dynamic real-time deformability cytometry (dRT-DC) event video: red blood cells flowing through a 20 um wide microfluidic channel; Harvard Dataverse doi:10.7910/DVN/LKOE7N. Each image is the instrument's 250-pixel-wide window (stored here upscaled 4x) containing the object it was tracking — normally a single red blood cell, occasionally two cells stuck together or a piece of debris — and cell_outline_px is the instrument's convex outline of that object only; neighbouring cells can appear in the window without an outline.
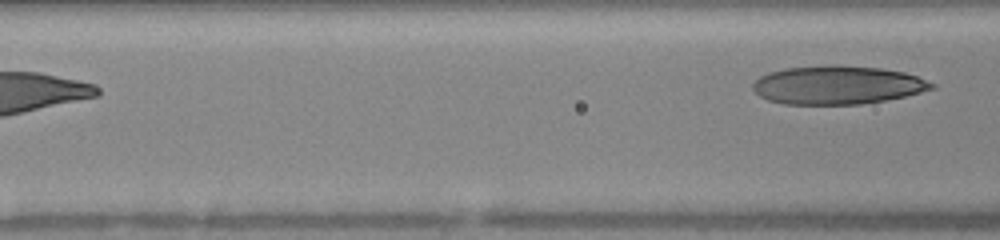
{"species": "human", "species_latin": "Homo sapiens", "temperature_condition": "warm", "stored_images_in_passage": 12, "segment_of_instrument_passage": [2, 2], "camera_frame_rate_fps": 3000, "um_per_image_px": 0.085, "donor": {"sex": "female"}, "frame": {"image": 1, "passage_image": 12, "time_ms": 4.333, "image_size_px": [1000, 240], "cell_outline_px": [[936, 88], [904, 96], [884, 100], [860, 104], [784, 104], [768, 100], [760, 96], [752, 88], [752, 84], [760, 76], [768, 72], [788, 68], [828, 64], [880, 68], [904, 72], [916, 76], [936, 84]], "centroid_in_image_um": [71.17, 7.22], "position_along_channel_um": 95.4, "area_um2": 40.0}}